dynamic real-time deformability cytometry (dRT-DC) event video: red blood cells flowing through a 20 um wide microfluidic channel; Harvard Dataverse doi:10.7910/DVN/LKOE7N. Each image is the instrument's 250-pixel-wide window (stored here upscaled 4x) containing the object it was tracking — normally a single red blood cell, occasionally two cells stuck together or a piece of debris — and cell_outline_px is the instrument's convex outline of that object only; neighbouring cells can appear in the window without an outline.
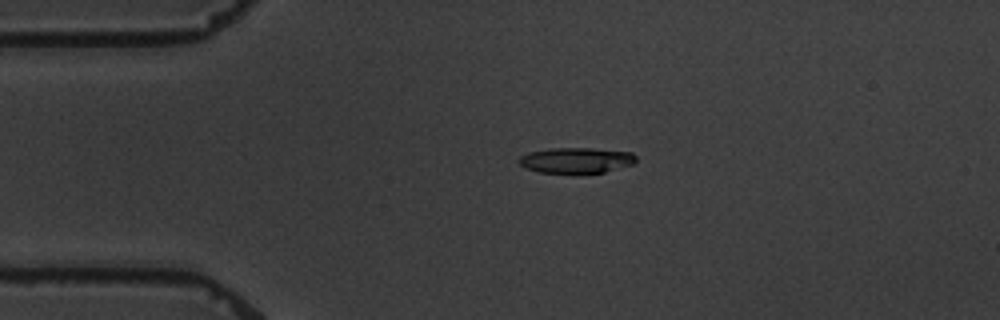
{"species": "common noctule bat (a hibernating species)", "species_latin": "Nyctalus noctula", "temperature_condition": "warm", "stored_images_in_passage": 3, "camera_frame_rate_fps": 3000, "um_per_image_px": 0.085, "animal": {"sex": "male", "body_mass_g": 19.5, "forearm_length_mm": 54.6}, "frame": {"image": 1, "passage_image": 2, "time_ms": 1.0, "image_size_px": [1000, 320], "cell_outline_px": [[636, 160], [632, 164], [604, 172], [576, 176], [540, 172], [524, 168], [520, 164], [520, 156], [528, 152], [552, 148], [592, 148], [632, 152], [636, 156]], "centroid_in_image_um": [48.96, 13.66], "position_along_channel_um": 36.0, "area_um2": 18.09}}